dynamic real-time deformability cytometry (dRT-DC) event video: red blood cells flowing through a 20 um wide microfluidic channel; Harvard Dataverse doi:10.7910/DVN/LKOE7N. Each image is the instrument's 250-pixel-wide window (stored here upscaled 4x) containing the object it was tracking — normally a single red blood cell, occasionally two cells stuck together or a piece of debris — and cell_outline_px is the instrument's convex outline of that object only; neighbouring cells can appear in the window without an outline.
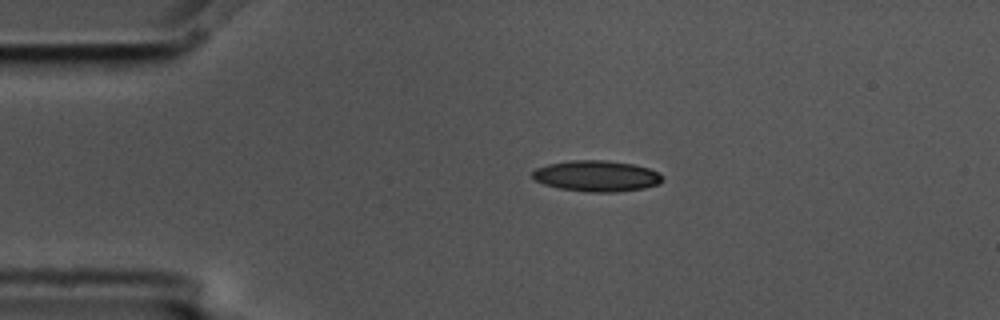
{"species": "common noctule bat (a hibernating species)", "species_latin": "Nyctalus noctula", "temperature_condition": "cold", "stored_images_in_passage": 2, "camera_frame_rate_fps": 3000, "um_per_image_px": 0.085, "animal": {"sex": "male", "body_mass_g": 17.5, "forearm_length_mm": 52.3}, "frame": {"image": 1, "passage_image": 1, "time_ms": 0.0, "image_size_px": [1000, 320], "cell_outline_px": [[664, 180], [660, 184], [644, 188], [616, 192], [588, 192], [560, 188], [544, 184], [536, 180], [532, 176], [532, 172], [536, 168], [548, 164], [572, 160], [604, 160], [632, 164], [648, 168], [660, 172], [664, 176]], "centroid_in_image_um": [50.76, 14.96], "position_along_channel_um": 34.2, "area_um2": 23.52}}